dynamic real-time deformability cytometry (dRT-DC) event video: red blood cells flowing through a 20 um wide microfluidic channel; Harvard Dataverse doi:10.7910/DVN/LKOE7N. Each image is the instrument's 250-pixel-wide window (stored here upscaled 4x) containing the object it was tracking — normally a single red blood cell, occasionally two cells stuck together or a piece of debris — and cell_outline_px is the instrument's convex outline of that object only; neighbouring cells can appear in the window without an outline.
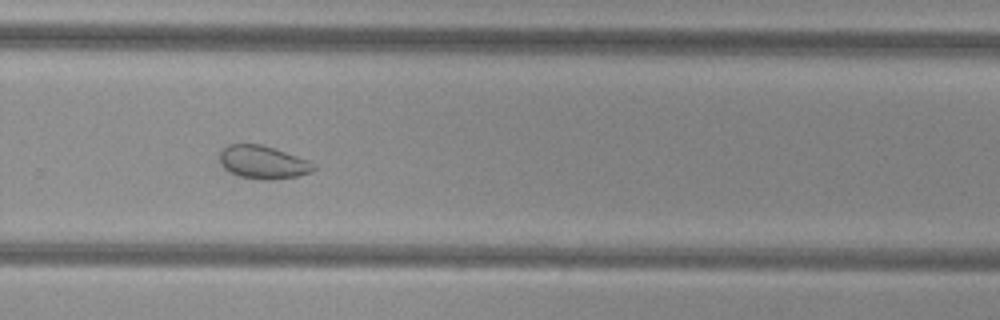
{"species": "common noctule bat (a hibernating species)", "species_latin": "Nyctalus noctula", "temperature_condition": "cold", "stored_images_in_passage": 42, "camera_frame_rate_fps": 3000, "um_per_image_px": 0.085, "animal": {"sex": "female", "body_mass_g": 29.2, "forearm_length_mm": 56.3}, "frame": {"image": 1, "passage_image": 24, "time_ms": 7.667, "image_size_px": [1000, 320], "cell_outline_px": [[316, 168], [312, 172], [296, 176], [268, 180], [260, 180], [240, 176], [224, 168], [220, 164], [220, 152], [228, 144], [264, 144], [276, 148], [308, 160], [316, 164]], "centroid_in_image_um": [22.38, 13.78], "position_along_channel_um": 307.4, "area_um2": 18.21}}